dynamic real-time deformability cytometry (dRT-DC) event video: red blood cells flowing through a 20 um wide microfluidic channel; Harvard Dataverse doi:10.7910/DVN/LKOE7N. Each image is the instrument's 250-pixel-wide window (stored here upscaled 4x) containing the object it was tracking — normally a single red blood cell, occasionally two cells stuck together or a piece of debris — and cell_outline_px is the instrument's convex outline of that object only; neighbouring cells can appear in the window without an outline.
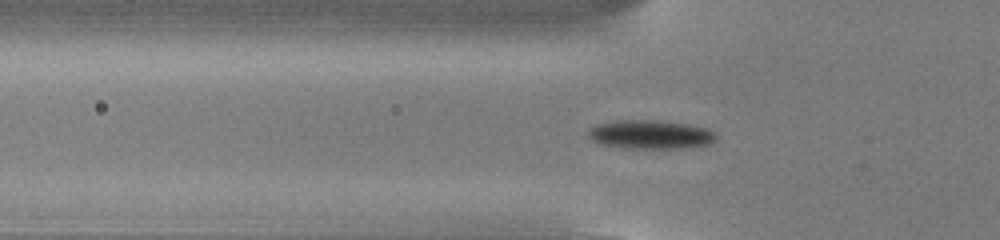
{"species": "common noctule bat (a hibernating species)", "species_latin": "Nyctalus noctula", "temperature_condition": "cold", "stored_images_in_passage": 54, "camera_frame_rate_fps": 3000, "um_per_image_px": 0.085, "animal": {"sex": "male", "body_mass_g": 13.0, "forearm_length_mm": 53.1}, "frame": {"image": 1, "passage_image": 18, "time_ms": 5.667, "image_size_px": [1000, 240], "cell_outline_px": [[716, 140], [708, 144], [688, 148], [624, 148], [600, 144], [592, 140], [588, 136], [588, 128], [596, 124], [612, 120], [656, 120], [688, 124], [708, 128], [716, 136]], "centroid_in_image_um": [55.25, 11.43], "position_along_channel_um": 70.6, "area_um2": 21.68}}
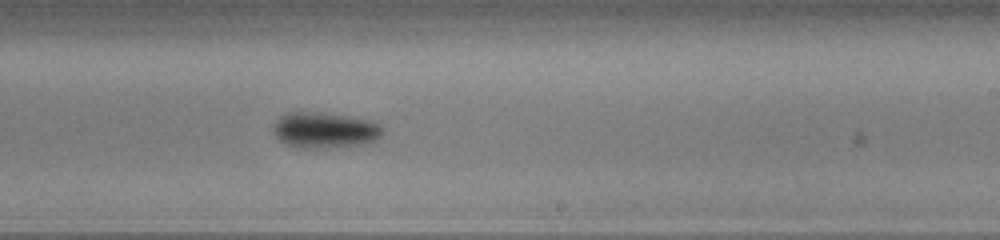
{"frame": {"image": 2, "passage_image": 33, "time_ms": 10.667, "image_size_px": [1000, 240], "cell_outline_px": [[384, 132], [376, 140], [364, 144], [328, 148], [296, 148], [284, 144], [272, 132], [272, 124], [280, 116], [288, 112], [320, 112], [368, 120], [380, 124], [384, 128]], "centroid_in_image_um": [27.57, 11.08], "position_along_channel_um": 261.4, "area_um2": 23.12}}
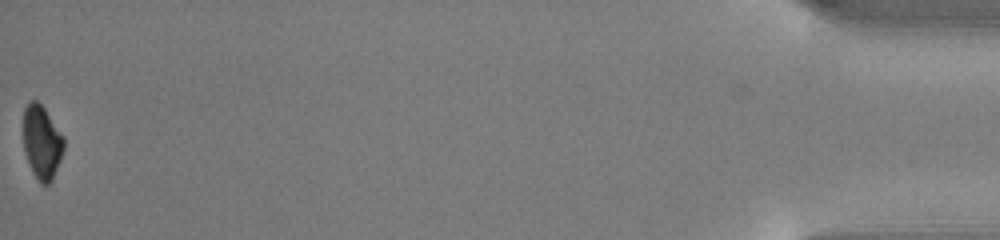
{"frame": {"image": 3, "passage_image": 54, "time_ms": 17.667, "image_size_px": [1000, 240], "cell_outline_px": [[64, 148], [60, 160], [52, 180], [48, 184], [40, 184], [32, 172], [28, 164], [24, 152], [24, 108], [32, 100], [36, 100], [44, 108], [64, 136]], "centroid_in_image_um": [3.56, 12.11], "position_along_channel_um": 431.6, "area_um2": 17.34}, "authors_computed_cell_mechanics": {"area_um2": 19.9988, "velocity_mm_per_s": 3.834, "shape_relaxation_time_tau1_ms": 1.7546, "shape_relaxation_time_tau2_ms": null, "deformation_change_tau1": 0.0897, "deformation_change_tau2": null}}